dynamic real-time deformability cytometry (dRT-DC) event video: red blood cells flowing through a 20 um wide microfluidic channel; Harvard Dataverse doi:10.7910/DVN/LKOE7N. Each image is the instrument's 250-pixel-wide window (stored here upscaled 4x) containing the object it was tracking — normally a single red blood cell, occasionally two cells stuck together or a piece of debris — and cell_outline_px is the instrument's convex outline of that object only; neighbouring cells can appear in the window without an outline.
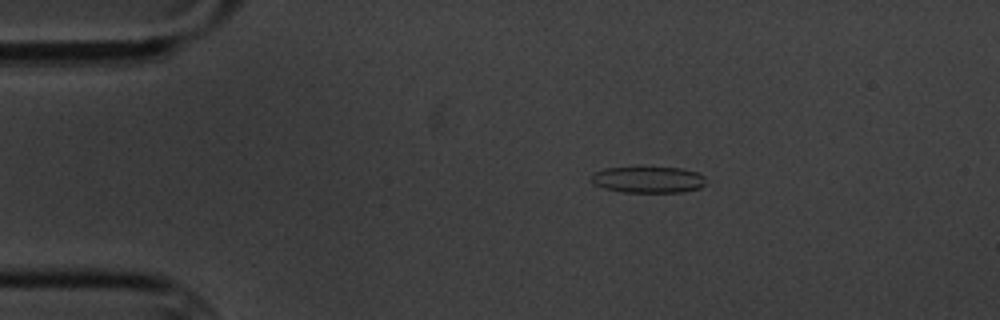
{"species": "common noctule bat (a hibernating species)", "species_latin": "Nyctalus noctula", "temperature_condition": "cold", "stored_images_in_passage": 6, "camera_frame_rate_fps": 3000, "um_per_image_px": 0.085, "animal": {"sex": "male", "body_mass_g": 20.1, "forearm_length_mm": 53.5}, "frame": {"image": 1, "passage_image": 3, "time_ms": 2.333, "image_size_px": [1000, 320], "cell_outline_px": [[704, 184], [700, 188], [684, 192], [620, 192], [604, 188], [592, 184], [592, 172], [604, 168], [680, 168], [696, 172], [704, 176]], "centroid_in_image_um": [55.06, 15.28], "position_along_channel_um": 29.9, "area_um2": 17.51}}
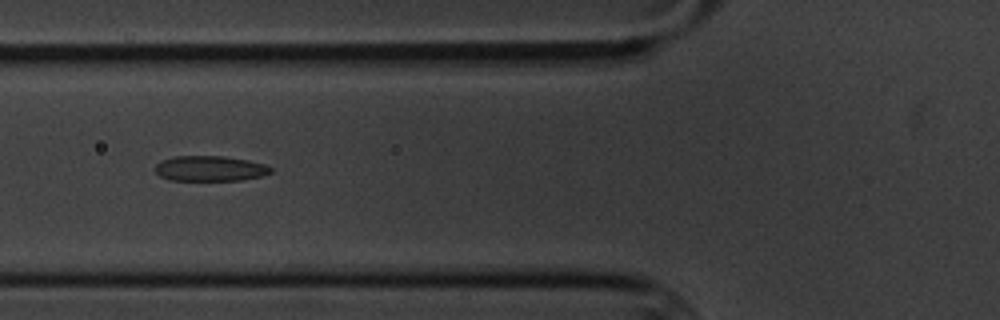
{"frame": {"image": 2, "passage_image": 6, "time_ms": 6.0, "image_size_px": [1000, 320], "cell_outline_px": [[272, 172], [260, 176], [240, 180], [168, 180], [160, 176], [156, 172], [156, 164], [160, 160], [172, 156], [224, 156], [248, 160], [264, 164], [272, 168]], "centroid_in_image_um": [17.82, 14.31], "position_along_channel_um": 108.0, "area_um2": 17.05}}